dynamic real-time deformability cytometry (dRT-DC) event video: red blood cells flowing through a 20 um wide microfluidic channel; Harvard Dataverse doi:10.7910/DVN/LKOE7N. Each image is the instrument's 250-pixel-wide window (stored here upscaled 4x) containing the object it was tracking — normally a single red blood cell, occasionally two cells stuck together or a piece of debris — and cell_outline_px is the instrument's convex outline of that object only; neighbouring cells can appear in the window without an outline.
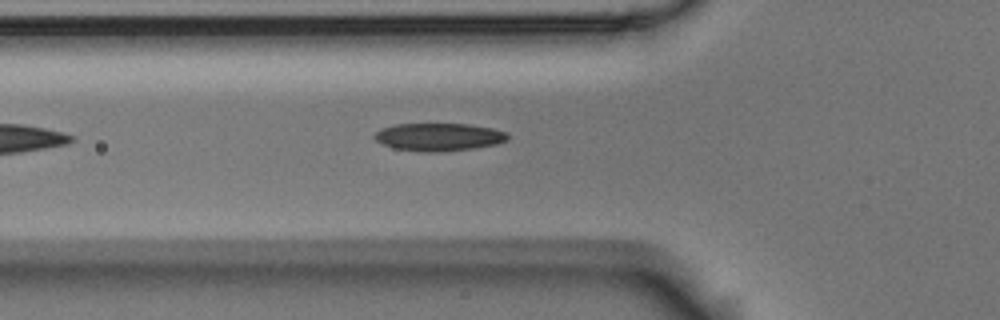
{"species": "Egyptian fruit bat (a non-hibernating species)", "species_latin": "Rousettus aegyptiacus", "temperature_condition": "room temperature", "stored_images_in_passage": 5, "camera_frame_rate_fps": 3000, "um_per_image_px": 0.085, "animal": {"sex": "male"}, "frame": {"image": 1, "passage_image": 5, "time_ms": 1.333, "image_size_px": [1000, 320], "cell_outline_px": [[508, 140], [496, 144], [472, 148], [436, 152], [424, 152], [396, 148], [384, 144], [376, 140], [372, 136], [380, 128], [396, 124], [468, 124], [492, 128], [508, 132]], "centroid_in_image_um": [37.3, 11.63], "position_along_channel_um": 88.5, "area_um2": 21.44}}